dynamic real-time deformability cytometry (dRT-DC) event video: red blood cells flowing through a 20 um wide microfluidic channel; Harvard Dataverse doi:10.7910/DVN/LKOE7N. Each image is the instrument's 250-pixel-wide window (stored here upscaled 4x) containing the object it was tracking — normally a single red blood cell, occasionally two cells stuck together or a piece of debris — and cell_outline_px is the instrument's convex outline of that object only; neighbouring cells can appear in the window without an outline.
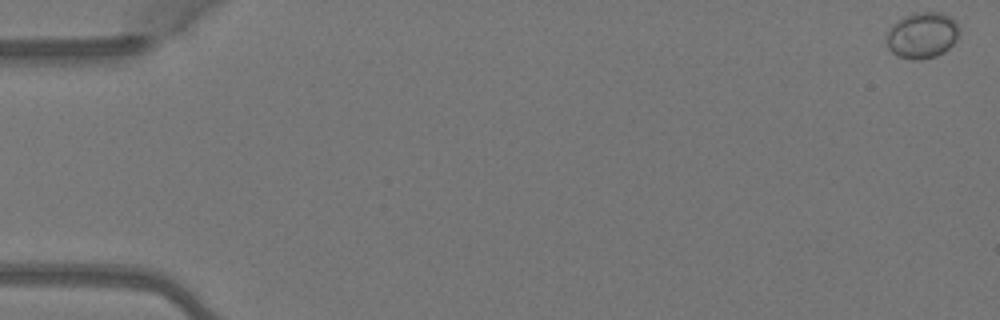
{"species": "Egyptian fruit bat (a non-hibernating species)", "species_latin": "Rousettus aegyptiacus", "temperature_condition": "warm", "stored_images_in_passage": 6, "camera_frame_rate_fps": 3000, "um_per_image_px": 0.085, "animal": {"sex": "female"}, "frame": {"image": 1, "passage_image": 1, "time_ms": 0.0, "image_size_px": [1000, 320], "cell_outline_px": [[960, 32], [956, 40], [944, 52], [936, 56], [920, 60], [912, 60], [896, 56], [888, 48], [888, 32], [892, 24], [896, 20], [912, 12], [940, 12], [952, 16], [956, 20], [960, 28]], "centroid_in_image_um": [78.41, 2.98], "position_along_channel_um": 6.6, "area_um2": 19.88}}
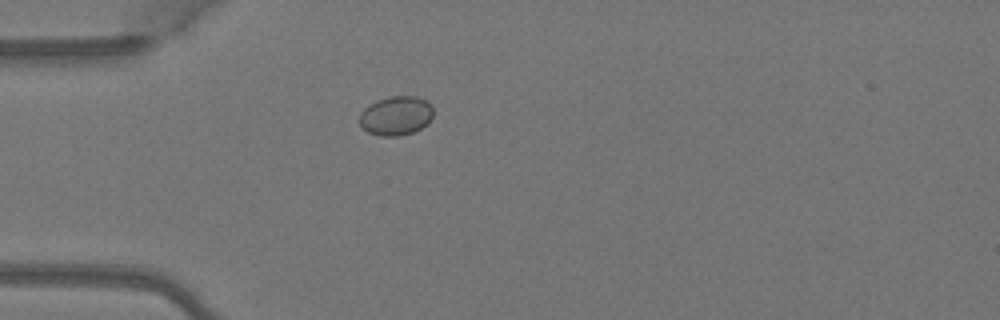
{"frame": {"image": 2, "passage_image": 5, "time_ms": 1.333, "image_size_px": [1000, 320], "cell_outline_px": [[432, 116], [428, 124], [412, 132], [400, 136], [380, 136], [368, 132], [360, 128], [360, 112], [364, 108], [380, 100], [392, 96], [416, 96], [428, 100], [432, 108]], "centroid_in_image_um": [33.66, 9.85], "position_along_channel_um": 51.3, "area_um2": 16.82}}